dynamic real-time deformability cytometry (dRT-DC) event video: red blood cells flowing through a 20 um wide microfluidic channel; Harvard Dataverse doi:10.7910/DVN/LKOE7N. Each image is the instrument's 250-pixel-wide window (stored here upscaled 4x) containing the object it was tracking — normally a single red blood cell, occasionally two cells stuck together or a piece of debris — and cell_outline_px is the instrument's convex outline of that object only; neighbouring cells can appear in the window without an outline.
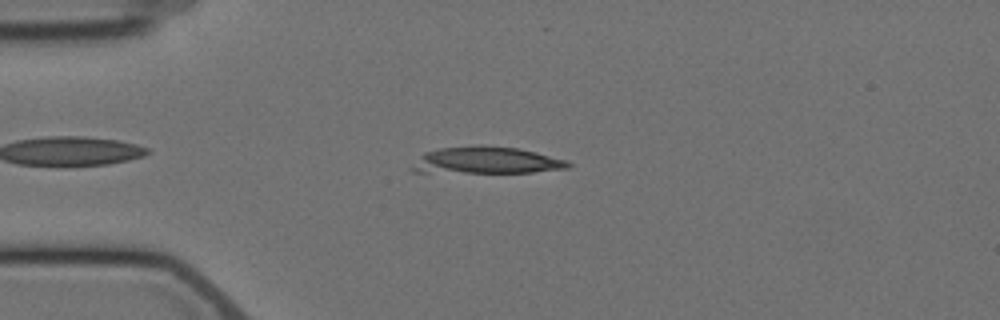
{"species": "Egyptian fruit bat (a non-hibernating species)", "species_latin": "Rousettus aegyptiacus", "temperature_condition": "cold", "stored_images_in_passage": 6, "camera_frame_rate_fps": 3000, "um_per_image_px": 0.085, "animal": {"sex": "female"}, "frame": {"image": 1, "passage_image": 3, "time_ms": 2.333, "image_size_px": [1000, 320], "cell_outline_px": [[572, 164], [568, 168], [532, 172], [412, 172], [408, 168], [424, 152], [440, 148], [480, 144], [516, 148], [536, 152], [568, 160]], "centroid_in_image_um": [41.3, 13.62], "position_along_channel_um": 43.7, "area_um2": 24.62}}